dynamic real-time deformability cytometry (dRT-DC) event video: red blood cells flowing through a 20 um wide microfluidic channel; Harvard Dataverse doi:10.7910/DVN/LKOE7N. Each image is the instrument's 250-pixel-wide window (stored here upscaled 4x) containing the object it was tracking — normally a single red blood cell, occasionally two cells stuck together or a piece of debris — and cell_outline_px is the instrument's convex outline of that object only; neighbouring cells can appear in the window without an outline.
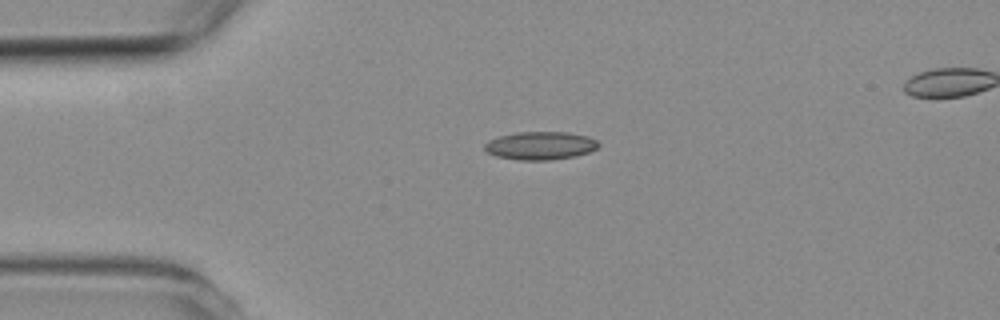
{"species": "common noctule bat (a hibernating species)", "species_latin": "Nyctalus noctula", "temperature_condition": "room temperature", "stored_images_in_passage": 4, "segment_of_instrument_passage": [1, 2], "camera_frame_rate_fps": 3000, "um_per_image_px": 0.085, "animal": {"sex": "female", "body_mass_g": 19.3, "forearm_length_mm": 54.1}, "frame": {"image": 1, "passage_image": 3, "time_ms": 2.333, "image_size_px": [1000, 320], "cell_outline_px": [[600, 144], [596, 148], [588, 152], [576, 156], [548, 160], [520, 160], [496, 156], [488, 152], [484, 148], [484, 144], [488, 140], [500, 136], [516, 132], [568, 132], [588, 136], [596, 140]], "centroid_in_image_um": [45.93, 12.37], "position_along_channel_um": 39.1, "area_um2": 18.61}}